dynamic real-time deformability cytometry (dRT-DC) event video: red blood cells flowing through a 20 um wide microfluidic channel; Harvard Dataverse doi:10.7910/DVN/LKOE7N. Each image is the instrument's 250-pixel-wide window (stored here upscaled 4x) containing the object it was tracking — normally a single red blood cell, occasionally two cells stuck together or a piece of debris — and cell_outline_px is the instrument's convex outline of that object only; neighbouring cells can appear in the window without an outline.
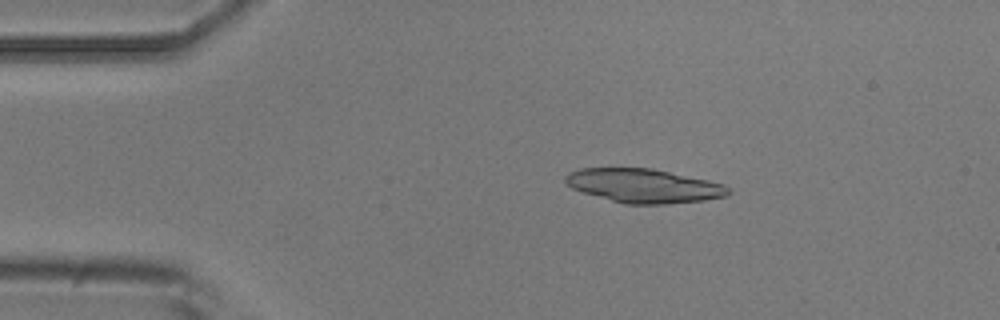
{"species": "common noctule bat (a hibernating species)", "species_latin": "Nyctalus noctula", "temperature_condition": "room temperature", "stored_images_in_passage": 10, "camera_frame_rate_fps": 3000, "um_per_image_px": 0.085, "animal": {"sex": "male", "body_mass_g": 20.5, "forearm_length_mm": 52.5}, "frame": {"image": 1, "passage_image": 3, "time_ms": 2.333, "image_size_px": [1000, 320], "cell_outline_px": [[732, 192], [728, 196], [704, 200], [664, 204], [624, 204], [584, 192], [572, 188], [564, 180], [564, 176], [568, 172], [580, 168], [652, 168], [708, 180], [724, 184], [732, 188]], "centroid_in_image_um": [54.76, 15.79], "position_along_channel_um": 30.2, "area_um2": 32.25}}